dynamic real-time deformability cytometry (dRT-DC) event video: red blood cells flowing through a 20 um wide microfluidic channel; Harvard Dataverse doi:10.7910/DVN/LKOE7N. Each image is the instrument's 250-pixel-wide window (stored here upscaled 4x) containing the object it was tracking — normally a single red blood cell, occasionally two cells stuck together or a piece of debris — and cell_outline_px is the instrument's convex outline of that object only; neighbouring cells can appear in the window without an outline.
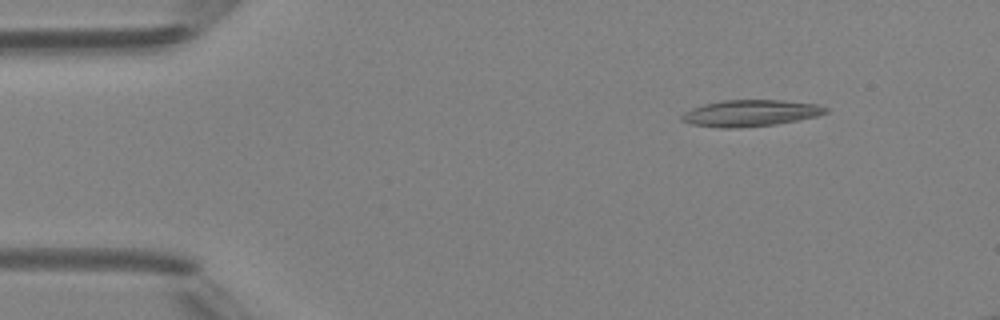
{"species": "Egyptian fruit bat (a non-hibernating species)", "species_latin": "Rousettus aegyptiacus", "temperature_condition": "room temperature", "stored_images_in_passage": 5, "camera_frame_rate_fps": 3000, "um_per_image_px": 0.085, "animal": {"sex": "female"}, "frame": {"image": 1, "passage_image": 2, "time_ms": 1.0, "image_size_px": [1000, 320], "cell_outline_px": [[828, 112], [816, 116], [776, 124], [740, 128], [720, 128], [692, 124], [680, 120], [680, 116], [684, 112], [692, 108], [704, 104], [724, 100], [784, 100], [820, 104], [828, 108]], "centroid_in_image_um": [63.79, 9.61], "position_along_channel_um": 21.2, "area_um2": 22.31}}